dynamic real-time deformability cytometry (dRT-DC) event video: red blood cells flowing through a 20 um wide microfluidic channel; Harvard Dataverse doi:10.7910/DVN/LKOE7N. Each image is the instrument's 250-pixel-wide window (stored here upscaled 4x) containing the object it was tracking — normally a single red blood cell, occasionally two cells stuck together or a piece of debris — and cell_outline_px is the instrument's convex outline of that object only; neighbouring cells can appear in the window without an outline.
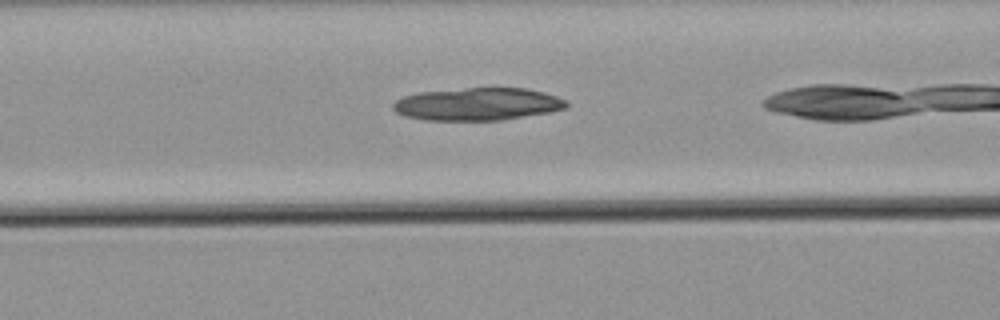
{"species": "common noctule bat (a hibernating species)", "species_latin": "Nyctalus noctula", "temperature_condition": "warm", "stored_images_in_passage": 6, "camera_frame_rate_fps": 3000, "um_per_image_px": 0.085, "animal": {"sex": "male", "body_mass_g": 21.5, "forearm_length_mm": 52.0}, "frame": {"image": 1, "passage_image": 5, "time_ms": 1.333, "image_size_px": [1000, 320], "cell_outline_px": [[568, 108], [548, 112], [500, 120], [424, 120], [404, 116], [396, 112], [392, 108], [392, 104], [396, 100], [404, 96], [420, 92], [464, 88], [528, 88], [544, 92], [568, 100]], "centroid_in_image_um": [40.6, 8.84], "position_along_channel_um": 126.0, "area_um2": 33.0}}